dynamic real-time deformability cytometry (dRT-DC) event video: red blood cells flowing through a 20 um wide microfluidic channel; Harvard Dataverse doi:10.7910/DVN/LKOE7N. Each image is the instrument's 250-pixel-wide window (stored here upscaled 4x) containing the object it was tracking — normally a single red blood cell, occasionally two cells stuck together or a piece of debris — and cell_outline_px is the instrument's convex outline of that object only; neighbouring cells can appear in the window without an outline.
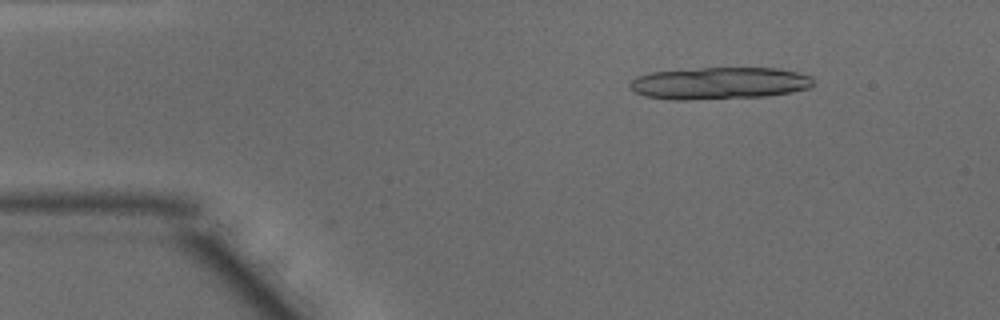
{"species": "common noctule bat (a hibernating species)", "species_latin": "Nyctalus noctula", "temperature_condition": "warm", "stored_images_in_passage": 17, "camera_frame_rate_fps": 3000, "um_per_image_px": 0.085, "animal": {"sex": "male", "body_mass_g": 15.6}, "frame": {"image": 1, "passage_image": 6, "time_ms": 1.667, "image_size_px": [1000, 320], "cell_outline_px": [[816, 80], [808, 88], [792, 92], [768, 96], [688, 100], [672, 100], [644, 96], [628, 88], [628, 84], [636, 76], [648, 72], [700, 68], [776, 68], [796, 72], [812, 76]], "centroid_in_image_um": [61.11, 7.08], "position_along_channel_um": 23.9, "area_um2": 34.62}}